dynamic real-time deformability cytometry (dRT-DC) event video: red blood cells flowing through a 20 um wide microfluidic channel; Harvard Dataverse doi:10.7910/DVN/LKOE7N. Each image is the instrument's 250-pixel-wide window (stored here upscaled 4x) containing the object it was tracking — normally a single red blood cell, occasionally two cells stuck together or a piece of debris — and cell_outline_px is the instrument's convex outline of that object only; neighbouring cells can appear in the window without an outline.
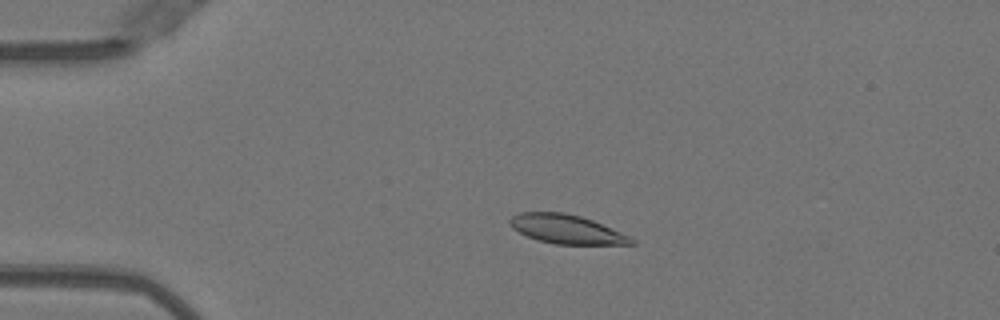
{"species": "Egyptian fruit bat (a non-hibernating species)", "species_latin": "Rousettus aegyptiacus", "temperature_condition": "warm", "stored_images_in_passage": 49, "camera_frame_rate_fps": 3000, "um_per_image_px": 0.085, "animal": {"sex": "female"}, "frame": {"image": 1, "passage_image": 11, "time_ms": 3.333, "image_size_px": [1000, 320], "cell_outline_px": [[636, 244], [556, 244], [536, 240], [512, 228], [508, 220], [512, 216], [520, 212], [564, 212], [580, 216], [592, 220], [628, 236], [636, 240]], "centroid_in_image_um": [48.12, 19.48], "position_along_channel_um": 36.9, "area_um2": 20.29}}
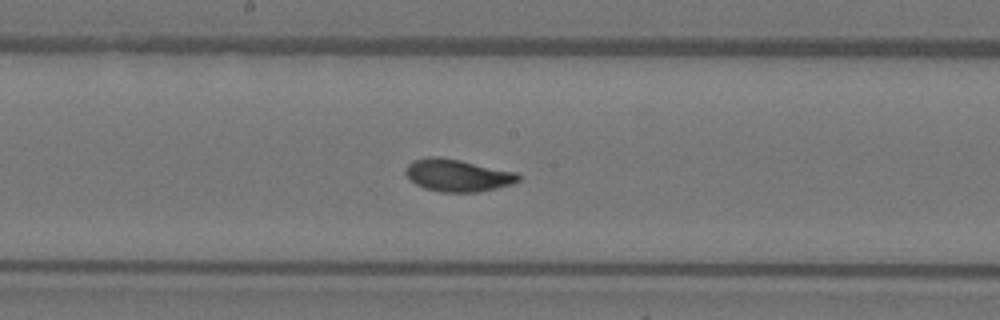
{"frame": {"image": 2, "passage_image": 27, "time_ms": 8.667, "image_size_px": [1000, 320], "cell_outline_px": [[520, 180], [512, 184], [496, 188], [476, 192], [440, 192], [424, 188], [416, 184], [404, 172], [408, 164], [412, 160], [428, 156], [440, 156], [520, 172]], "centroid_in_image_um": [38.92, 14.89], "position_along_channel_um": 209.3, "area_um2": 21.44}}
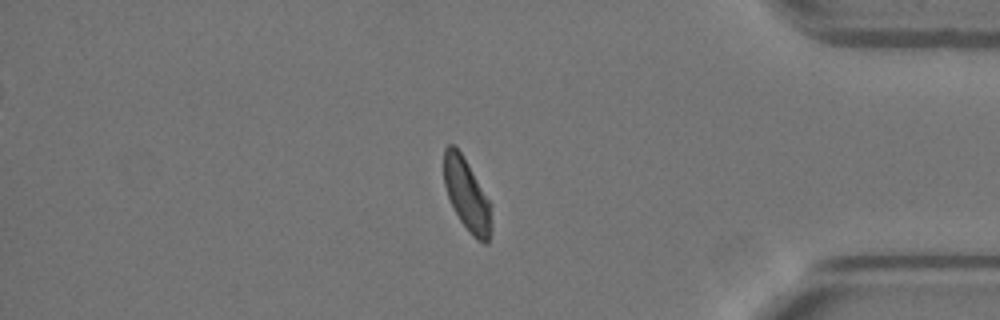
{"frame": {"image": 3, "passage_image": 43, "time_ms": 14.0, "image_size_px": [1000, 320], "cell_outline_px": [[492, 228], [488, 244], [484, 244], [476, 240], [468, 232], [460, 220], [448, 196], [444, 184], [444, 148], [448, 144], [452, 144], [460, 152], [488, 200], [492, 224]], "centroid_in_image_um": [39.67, 16.63], "position_along_channel_um": 395.5, "area_um2": 19.42}, "authors_computed_cell_mechanics": {"area_um2": 20.7502, "velocity_mm_per_s": 4.0109, "shape_relaxation_time_tau1_ms": 3.1881, "shape_relaxation_time_tau2_ms": 1.2627, "deformation_change_tau1": 0.143, "deformation_change_tau2": 0.0515}}